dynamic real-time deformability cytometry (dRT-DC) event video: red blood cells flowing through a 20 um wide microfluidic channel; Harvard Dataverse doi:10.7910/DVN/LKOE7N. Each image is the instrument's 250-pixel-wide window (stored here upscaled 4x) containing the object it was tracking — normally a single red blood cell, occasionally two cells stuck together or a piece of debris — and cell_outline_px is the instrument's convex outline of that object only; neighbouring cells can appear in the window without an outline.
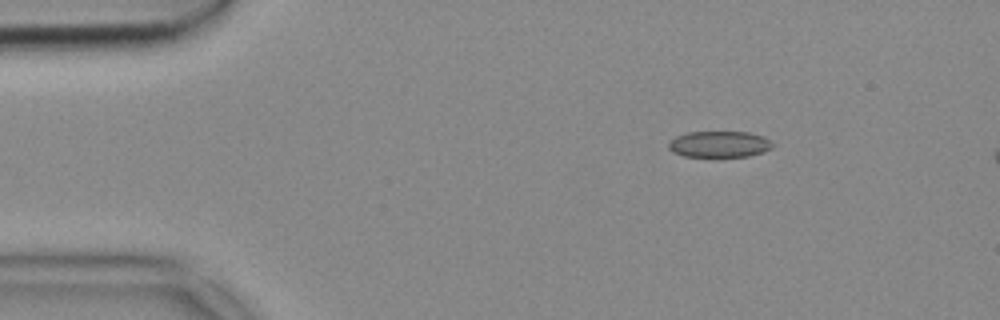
{"species": "common noctule bat (a hibernating species)", "species_latin": "Nyctalus noctula", "temperature_condition": "cold", "stored_images_in_passage": 46, "camera_frame_rate_fps": 3000, "um_per_image_px": 0.085, "animal": {"sex": "female", "body_mass_g": 18.4}, "frame": {"image": 1, "passage_image": 1, "time_ms": 0.0, "image_size_px": [1000, 320], "cell_outline_px": [[776, 144], [772, 148], [764, 152], [748, 156], [684, 156], [672, 152], [668, 148], [668, 144], [676, 136], [688, 132], [748, 132], [764, 136]], "centroid_in_image_um": [61.19, 12.25], "position_along_channel_um": 23.8, "area_um2": 15.95}}
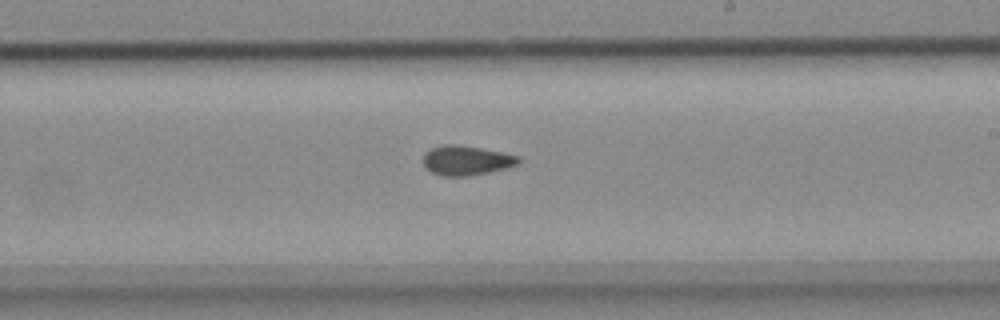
{"frame": {"image": 2, "passage_image": 24, "time_ms": 7.667, "image_size_px": [1000, 320], "cell_outline_px": [[520, 164], [488, 172], [468, 176], [440, 176], [424, 168], [424, 152], [432, 148], [444, 144], [456, 144], [504, 152], [520, 156]], "centroid_in_image_um": [39.63, 13.63], "position_along_channel_um": 249.4, "area_um2": 16.53}}
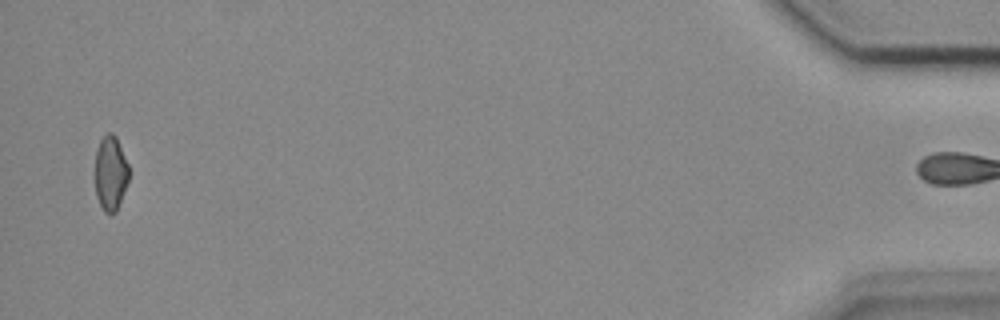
{"frame": {"image": 3, "passage_image": 45, "time_ms": 14.667, "image_size_px": [1000, 320], "cell_outline_px": [[128, 180], [116, 212], [104, 212], [96, 196], [92, 172], [96, 148], [100, 140], [108, 132], [112, 132], [116, 136], [128, 164]], "centroid_in_image_um": [9.33, 14.68], "position_along_channel_um": 425.9, "area_um2": 15.14}}